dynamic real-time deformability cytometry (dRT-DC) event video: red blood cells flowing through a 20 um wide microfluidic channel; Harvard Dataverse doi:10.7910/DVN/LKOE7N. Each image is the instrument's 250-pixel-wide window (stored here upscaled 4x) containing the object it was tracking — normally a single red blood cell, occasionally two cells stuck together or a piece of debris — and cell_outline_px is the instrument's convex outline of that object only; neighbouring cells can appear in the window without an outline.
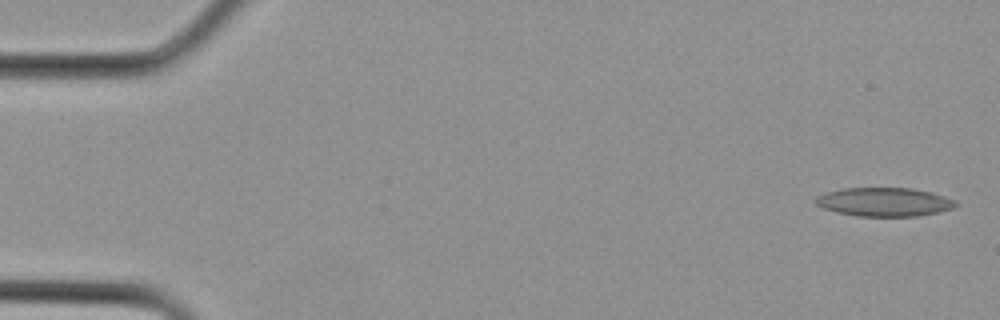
{"species": "Egyptian fruit bat (a non-hibernating species)", "species_latin": "Rousettus aegyptiacus", "temperature_condition": "cold", "stored_images_in_passage": 31, "camera_frame_rate_fps": 3000, "um_per_image_px": 0.085, "animal": {"sex": "female"}, "frame": {"image": 1, "passage_image": 1, "time_ms": 0.0, "image_size_px": [1000, 320], "cell_outline_px": [[956, 204], [952, 208], [936, 212], [916, 216], [856, 216], [824, 208], [816, 204], [812, 200], [816, 196], [828, 192], [844, 188], [912, 188], [944, 196], [956, 200]], "centroid_in_image_um": [75.13, 17.16], "position_along_channel_um": 9.9, "area_um2": 23.12}}
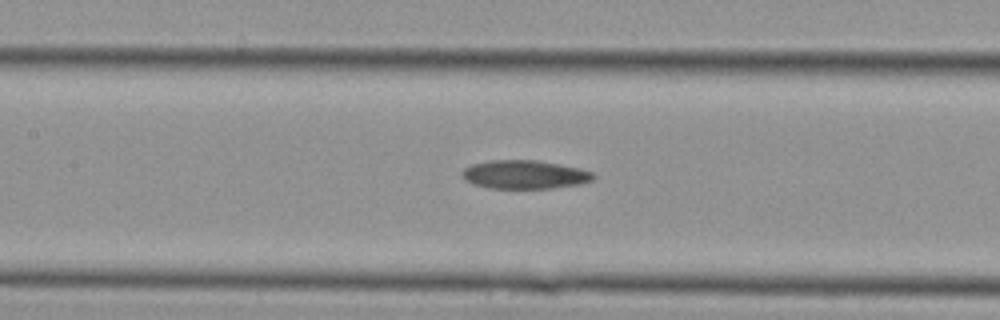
{"frame": {"image": 2, "passage_image": 14, "time_ms": 4.333, "image_size_px": [1000, 320], "cell_outline_px": [[596, 176], [592, 180], [580, 184], [552, 188], [488, 188], [472, 184], [464, 180], [460, 172], [464, 168], [472, 164], [492, 160], [536, 160], [580, 168], [592, 172]], "centroid_in_image_um": [44.56, 14.84], "position_along_channel_um": 162.8, "area_um2": 21.91}}
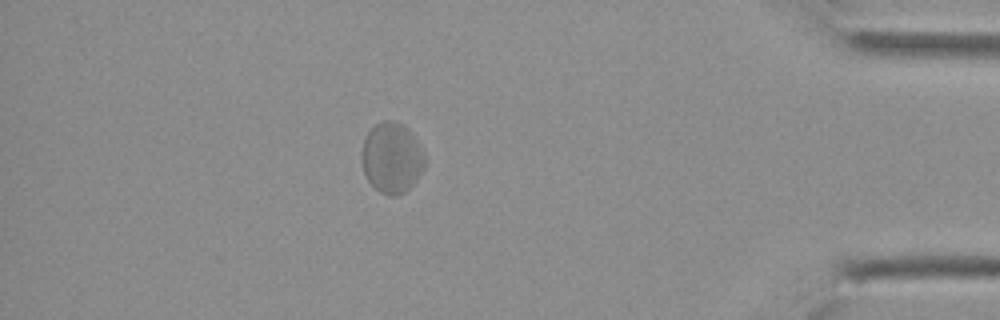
{"frame": {"image": 3, "passage_image": 27, "time_ms": 8.667, "image_size_px": [1000, 320], "cell_outline_px": [[424, 168], [416, 180], [404, 192], [396, 196], [388, 196], [380, 192], [368, 180], [364, 172], [360, 160], [360, 152], [364, 140], [368, 132], [376, 124], [384, 120], [396, 120], [404, 124], [412, 132], [424, 152]], "centroid_in_image_um": [33.29, 13.39], "position_along_channel_um": 401.9, "area_um2": 26.18}}